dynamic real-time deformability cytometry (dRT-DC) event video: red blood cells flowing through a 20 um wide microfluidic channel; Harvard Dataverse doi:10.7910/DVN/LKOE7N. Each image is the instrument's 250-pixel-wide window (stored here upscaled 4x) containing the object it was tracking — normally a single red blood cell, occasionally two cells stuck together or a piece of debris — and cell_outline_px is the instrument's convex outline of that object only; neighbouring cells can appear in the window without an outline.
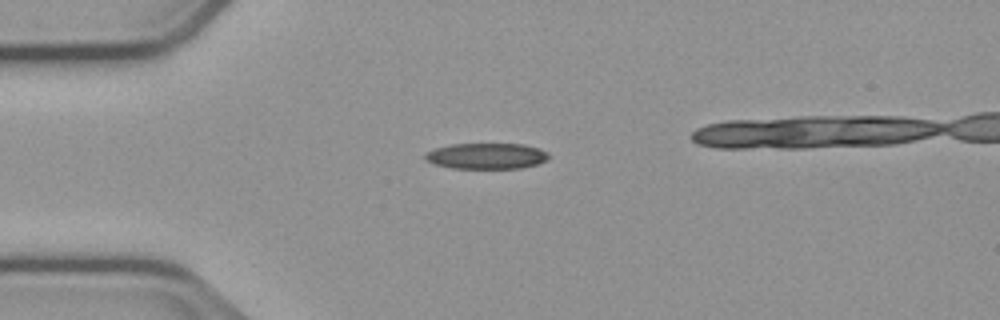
{"species": "common noctule bat (a hibernating species)", "species_latin": "Nyctalus noctula", "temperature_condition": "cold", "stored_images_in_passage": 35, "camera_frame_rate_fps": 3000, "um_per_image_px": 0.085, "animal": {"sex": "male", "body_mass_g": 23.1, "forearm_length_mm": 52.7}, "frame": {"image": 1, "passage_image": 1, "time_ms": 0.0, "image_size_px": [1000, 320], "cell_outline_px": [[548, 160], [536, 164], [520, 168], [452, 168], [432, 164], [424, 160], [424, 152], [436, 148], [452, 144], [524, 144], [540, 148], [548, 152]], "centroid_in_image_um": [41.32, 13.26], "position_along_channel_um": 43.7, "area_um2": 18.79}}
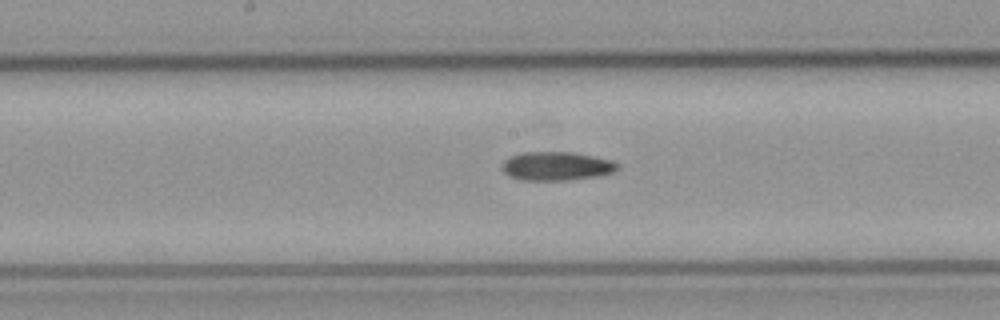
{"frame": {"image": 2, "passage_image": 15, "time_ms": 4.667, "image_size_px": [1000, 320], "cell_outline_px": [[620, 168], [612, 172], [600, 176], [568, 180], [520, 180], [508, 176], [500, 168], [500, 164], [504, 160], [520, 152], [572, 152], [612, 160], [620, 164]], "centroid_in_image_um": [47.28, 14.12], "position_along_channel_um": 200.9, "area_um2": 19.59}}
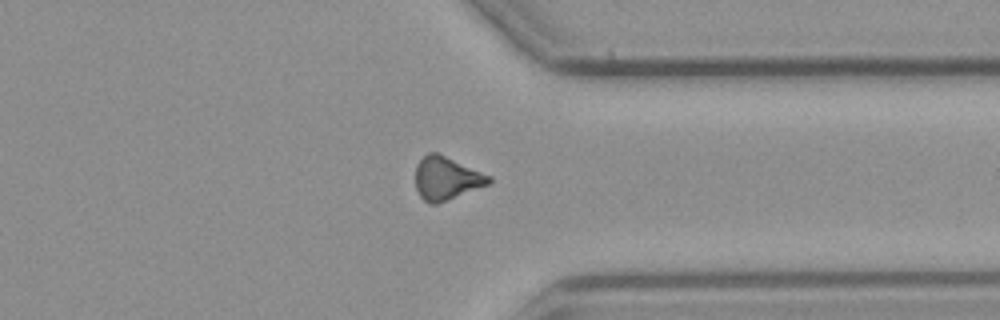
{"frame": {"image": 3, "passage_image": 29, "time_ms": 9.333, "image_size_px": [1000, 320], "cell_outline_px": [[492, 180], [488, 184], [436, 204], [432, 204], [424, 200], [420, 196], [416, 188], [416, 164], [428, 152], [436, 152], [492, 176]], "centroid_in_image_um": [37.93, 15.14], "position_along_channel_um": 373.5, "area_um2": 18.15}}